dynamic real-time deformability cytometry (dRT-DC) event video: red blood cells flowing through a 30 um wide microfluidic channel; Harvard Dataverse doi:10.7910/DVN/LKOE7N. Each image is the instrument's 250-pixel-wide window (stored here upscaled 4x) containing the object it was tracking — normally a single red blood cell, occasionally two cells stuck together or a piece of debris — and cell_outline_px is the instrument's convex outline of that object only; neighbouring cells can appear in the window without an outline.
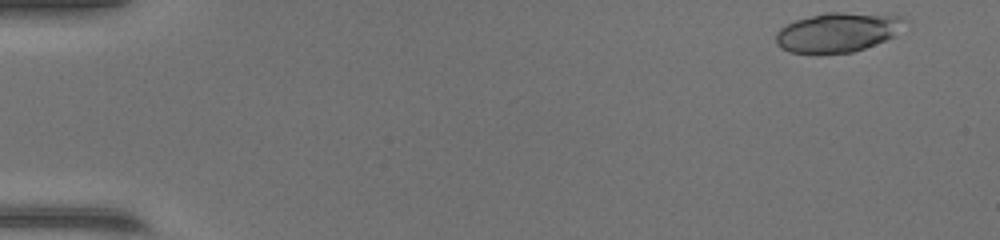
{"species": "common noctule bat (a hibernating species)", "species_latin": "Nyctalus noctula", "temperature_condition": "warm", "stored_images_in_passage": 47, "camera_frame_rate_fps": 3000, "um_per_image_px": 0.085, "animal": {"sex": "female", "body_mass_g": 17.0, "forearm_length_mm": 48.0}, "frame": {"image": 1, "passage_image": 2, "time_ms": 0.333, "image_size_px": [1000, 240], "cell_outline_px": [[912, 20], [896, 36], [864, 48], [852, 52], [788, 52], [780, 48], [776, 44], [776, 32], [780, 28], [796, 20], [828, 12], [840, 12], [900, 16]], "centroid_in_image_um": [71.28, 2.73], "position_along_channel_um": 13.7, "area_um2": 29.54}}
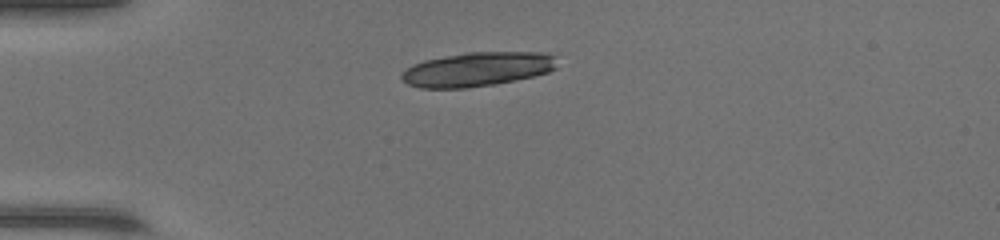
{"frame": {"image": 2, "passage_image": 12, "time_ms": 3.667, "image_size_px": [1000, 240], "cell_outline_px": [[556, 68], [548, 72], [516, 80], [496, 84], [468, 88], [420, 88], [408, 84], [400, 76], [412, 64], [424, 60], [464, 52], [548, 52], [556, 56]], "centroid_in_image_um": [40.6, 5.88], "position_along_channel_um": 44.4, "area_um2": 31.15}}